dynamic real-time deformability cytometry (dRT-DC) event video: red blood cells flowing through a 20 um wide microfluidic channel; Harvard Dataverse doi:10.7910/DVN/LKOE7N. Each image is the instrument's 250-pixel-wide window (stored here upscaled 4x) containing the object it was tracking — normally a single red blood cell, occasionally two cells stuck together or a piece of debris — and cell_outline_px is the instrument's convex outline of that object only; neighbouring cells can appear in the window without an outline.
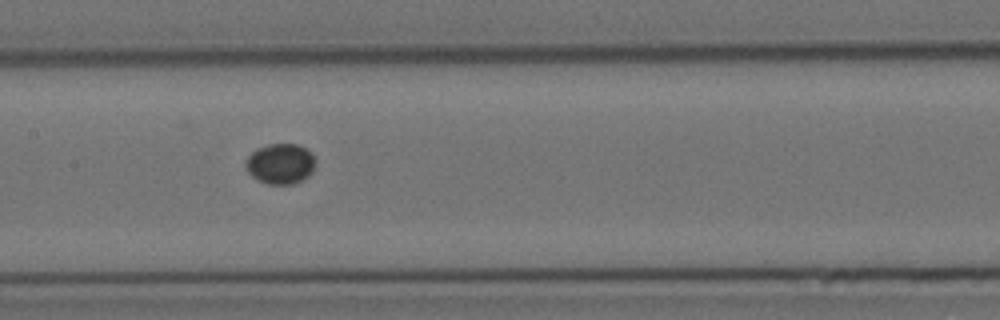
{"species": "Egyptian fruit bat (a non-hibernating species)", "species_latin": "Rousettus aegyptiacus", "temperature_condition": "cold", "stored_images_in_passage": 9, "camera_frame_rate_fps": 3000, "um_per_image_px": 0.085, "animal": {"sex": "female"}, "frame": {"image": 1, "passage_image": 8, "time_ms": 9.333, "image_size_px": [1000, 320], "cell_outline_px": [[316, 164], [312, 172], [308, 176], [292, 184], [268, 184], [252, 176], [248, 172], [248, 156], [256, 148], [268, 144], [296, 144], [312, 152], [316, 160]], "centroid_in_image_um": [23.88, 13.9], "position_along_channel_um": 183.5, "area_um2": 16.24}}
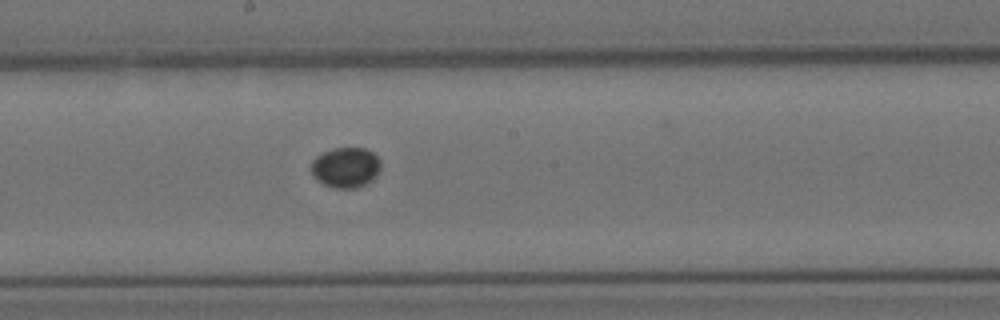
{"frame": {"image": 2, "passage_image": 9, "time_ms": 10.333, "image_size_px": [1000, 320], "cell_outline_px": [[380, 168], [376, 176], [372, 180], [356, 188], [336, 188], [324, 184], [316, 180], [308, 168], [312, 160], [316, 156], [324, 152], [336, 148], [364, 148], [372, 152], [380, 160]], "centroid_in_image_um": [29.35, 14.23], "position_along_channel_um": 218.9, "area_um2": 16.42}}